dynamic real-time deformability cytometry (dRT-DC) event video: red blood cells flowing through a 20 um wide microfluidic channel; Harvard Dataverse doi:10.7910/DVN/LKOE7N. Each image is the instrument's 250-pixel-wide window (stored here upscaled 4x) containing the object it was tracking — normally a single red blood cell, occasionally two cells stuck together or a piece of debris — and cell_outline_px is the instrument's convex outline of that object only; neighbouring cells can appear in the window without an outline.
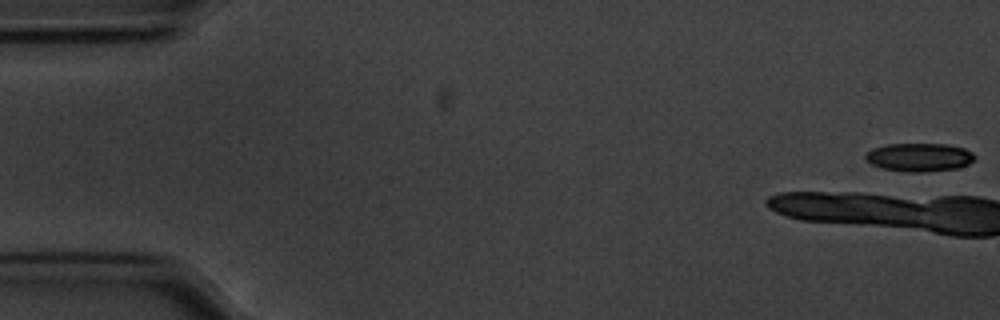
{"species": "common noctule bat (a hibernating species)", "species_latin": "Nyctalus noctula", "temperature_condition": "cold", "stored_images_in_passage": 12, "camera_frame_rate_fps": 3000, "um_per_image_px": 0.085, "animal": {"sex": "male", "body_mass_g": 20.1, "forearm_length_mm": 53.5}, "frame": {"image": 1, "passage_image": 1, "time_ms": 0.0, "image_size_px": [1000, 320], "cell_outline_px": [[976, 156], [968, 164], [956, 168], [924, 172], [908, 172], [880, 168], [864, 160], [864, 152], [872, 148], [888, 144], [944, 144], [964, 148], [972, 152]], "centroid_in_image_um": [78.07, 13.36], "position_along_channel_um": 6.9, "area_um2": 18.15}}